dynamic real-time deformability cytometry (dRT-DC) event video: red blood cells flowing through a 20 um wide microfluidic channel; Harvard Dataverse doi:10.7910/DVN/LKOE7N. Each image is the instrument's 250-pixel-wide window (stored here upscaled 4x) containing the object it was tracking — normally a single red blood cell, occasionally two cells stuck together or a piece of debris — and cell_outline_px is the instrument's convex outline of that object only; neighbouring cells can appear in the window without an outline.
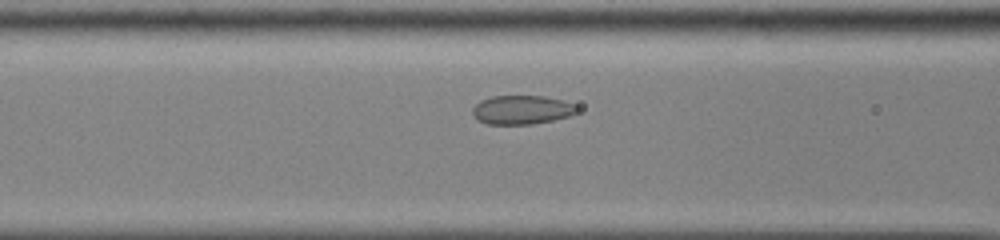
{"species": "common noctule bat (a hibernating species)", "species_latin": "Nyctalus noctula", "temperature_condition": "cold", "stored_images_in_passage": 24, "camera_frame_rate_fps": 3000, "um_per_image_px": 0.085, "animal": {"sex": "male", "body_mass_g": 13.0, "forearm_length_mm": 53.1}, "frame": {"image": 1, "passage_image": 12, "time_ms": 3.667, "image_size_px": [1000, 240], "cell_outline_px": [[580, 108], [576, 112], [568, 116], [552, 120], [532, 124], [488, 124], [476, 120], [472, 116], [472, 108], [480, 100], [492, 96], [544, 96], [564, 100]], "centroid_in_image_um": [44.31, 9.33], "position_along_channel_um": 122.3, "area_um2": 17.69}}
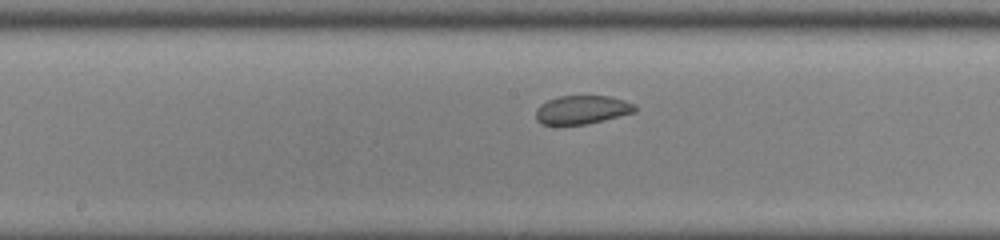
{"frame": {"image": 2, "passage_image": 18, "time_ms": 5.667, "image_size_px": [1000, 240], "cell_outline_px": [[636, 112], [604, 120], [584, 124], [540, 124], [536, 120], [536, 108], [540, 104], [548, 100], [560, 96], [608, 96], [624, 100], [636, 104]], "centroid_in_image_um": [49.48, 9.32], "position_along_channel_um": 198.7, "area_um2": 16.47}}
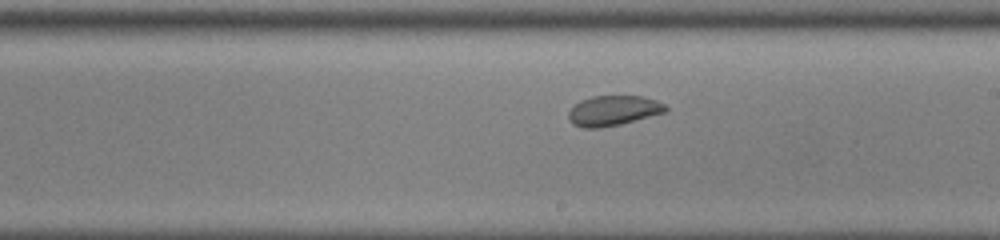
{"frame": {"image": 3, "passage_image": 21, "time_ms": 6.667, "image_size_px": [1000, 240], "cell_outline_px": [[668, 108], [664, 112], [620, 124], [600, 128], [584, 128], [572, 124], [568, 120], [568, 112], [580, 100], [592, 96], [640, 96], [656, 100], [664, 104]], "centroid_in_image_um": [52.08, 9.4], "position_along_channel_um": 236.9, "area_um2": 16.88}}